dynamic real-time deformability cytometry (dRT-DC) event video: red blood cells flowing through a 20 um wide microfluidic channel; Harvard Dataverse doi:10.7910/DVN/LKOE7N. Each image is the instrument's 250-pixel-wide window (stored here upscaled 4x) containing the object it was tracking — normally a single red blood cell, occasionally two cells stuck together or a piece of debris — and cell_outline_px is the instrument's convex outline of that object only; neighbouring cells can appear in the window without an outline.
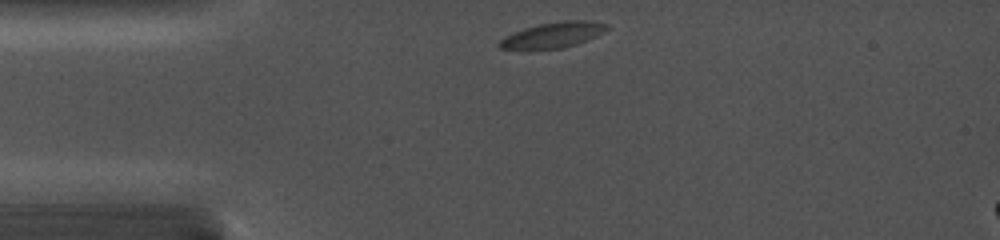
{"species": "common noctule bat (a hibernating species)", "species_latin": "Nyctalus noctula", "temperature_condition": "cold", "stored_images_in_passage": 30, "camera_frame_rate_fps": 5000, "um_per_image_px": 0.085, "animal": {"sex": "female", "body_mass_g": 19.0, "forearm_length_mm": 56.7}, "frame": {"image": 1, "passage_image": 1, "time_ms": 0.0, "image_size_px": [1000, 240], "cell_outline_px": [[608, 28], [604, 32], [596, 36], [576, 44], [560, 48], [500, 48], [496, 44], [504, 36], [524, 28], [540, 24], [564, 20], [592, 20], [608, 24]], "centroid_in_image_um": [47.04, 2.94], "position_along_channel_um": 38.0, "area_um2": 15.72}}
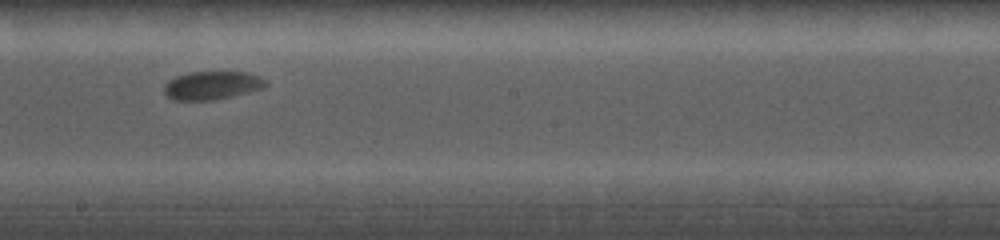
{"frame": {"image": 2, "passage_image": 11, "time_ms": 5.8, "image_size_px": [1000, 240], "cell_outline_px": [[268, 84], [264, 88], [232, 96], [212, 100], [172, 100], [164, 92], [164, 84], [168, 80], [176, 76], [188, 72], [244, 72], [260, 76]], "centroid_in_image_um": [18.0, 7.25], "position_along_channel_um": 230.2, "area_um2": 16.76}}
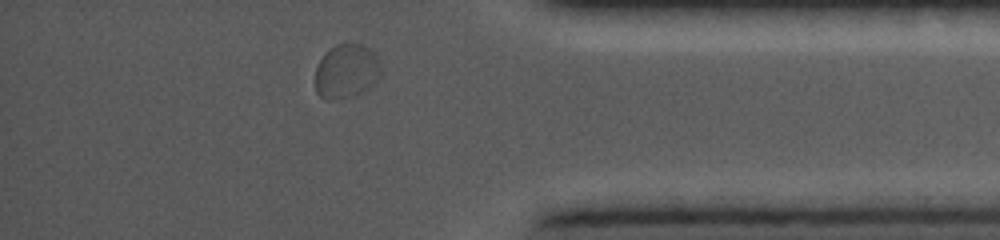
{"frame": {"image": 3, "passage_image": 27, "time_ms": 10.6, "image_size_px": [1000, 240], "cell_outline_px": [[380, 76], [368, 88], [360, 92], [348, 96], [328, 100], [320, 96], [316, 92], [316, 68], [320, 60], [336, 44], [364, 44], [376, 56], [380, 64]], "centroid_in_image_um": [29.44, 6.05], "position_along_channel_um": 405.8, "area_um2": 20.17}}